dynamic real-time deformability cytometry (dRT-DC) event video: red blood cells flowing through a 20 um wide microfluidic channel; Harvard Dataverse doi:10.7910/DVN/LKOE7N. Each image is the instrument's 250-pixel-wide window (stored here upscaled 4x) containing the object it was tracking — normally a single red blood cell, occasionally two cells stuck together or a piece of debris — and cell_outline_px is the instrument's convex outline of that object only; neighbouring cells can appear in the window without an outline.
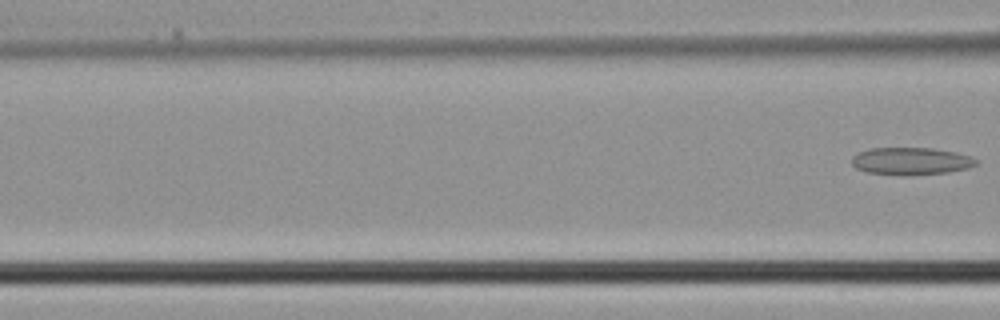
{"species": "common noctule bat (a hibernating species)", "species_latin": "Nyctalus noctula", "temperature_condition": "cold", "stored_images_in_passage": 4, "segment_of_instrument_passage": [2, 2], "camera_frame_rate_fps": 3000, "um_per_image_px": 0.085, "animal": {"sex": "male", "body_mass_g": 21.5, "forearm_length_mm": 52.0}, "frame": {"image": 1, "passage_image": 4, "time_ms": 1.0, "image_size_px": [1000, 320], "cell_outline_px": [[976, 164], [968, 168], [948, 172], [904, 176], [868, 172], [856, 168], [852, 164], [852, 156], [856, 152], [872, 148], [932, 148], [956, 152], [968, 156], [976, 160]], "centroid_in_image_um": [77.39, 13.7], "position_along_channel_um": 89.2, "area_um2": 19.83}}